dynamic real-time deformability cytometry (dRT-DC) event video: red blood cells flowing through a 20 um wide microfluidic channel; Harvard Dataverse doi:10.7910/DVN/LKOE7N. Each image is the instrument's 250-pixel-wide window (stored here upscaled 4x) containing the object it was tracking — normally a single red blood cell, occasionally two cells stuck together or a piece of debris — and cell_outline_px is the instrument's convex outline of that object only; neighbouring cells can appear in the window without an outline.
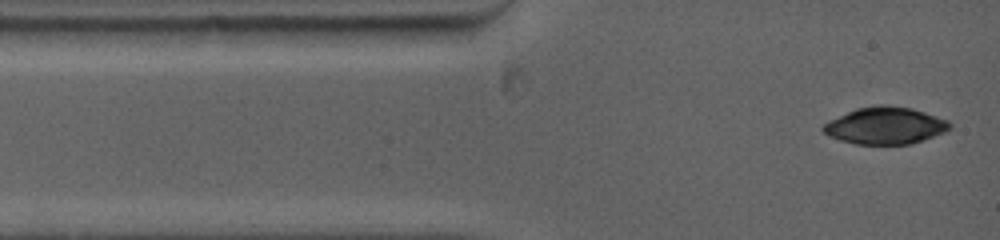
{"species": "common noctule bat (a hibernating species)", "species_latin": "Nyctalus noctula", "temperature_condition": "warm", "stored_images_in_passage": 2, "camera_frame_rate_fps": 5000, "um_per_image_px": 0.085, "animal": {"sex": "female", "body_mass_g": 19.0, "forearm_length_mm": 53.3}, "frame": {"image": 1, "passage_image": 1, "time_ms": 0.0, "image_size_px": [1000, 240], "cell_outline_px": [[952, 128], [944, 132], [924, 140], [908, 144], [856, 144], [840, 140], [828, 136], [820, 128], [828, 120], [856, 108], [876, 104], [888, 104], [912, 108], [948, 120], [952, 124]], "centroid_in_image_um": [75.23, 10.66], "position_along_channel_um": 9.8, "area_um2": 27.57}}